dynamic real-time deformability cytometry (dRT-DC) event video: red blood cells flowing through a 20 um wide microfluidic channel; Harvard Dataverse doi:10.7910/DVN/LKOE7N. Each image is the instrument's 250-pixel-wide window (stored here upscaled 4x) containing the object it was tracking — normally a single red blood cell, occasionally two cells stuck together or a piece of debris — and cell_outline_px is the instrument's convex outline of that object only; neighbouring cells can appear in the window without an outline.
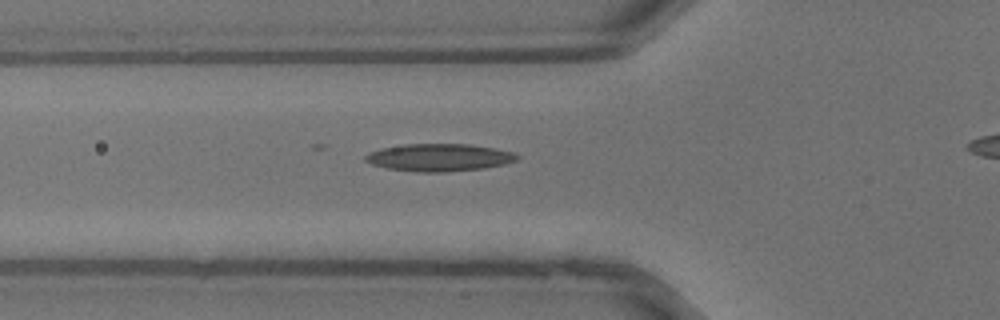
{"species": "common noctule bat (a hibernating species)", "species_latin": "Nyctalus noctula", "temperature_condition": "warm", "stored_images_in_passage": 30, "camera_frame_rate_fps": 3000, "um_per_image_px": 0.085, "animal": {"sex": "male", "body_mass_g": 13.3}, "frame": {"image": 1, "passage_image": 10, "time_ms": 3.0, "image_size_px": [1000, 320], "cell_outline_px": [[520, 156], [516, 160], [504, 164], [484, 168], [444, 172], [416, 172], [388, 168], [372, 164], [364, 160], [364, 156], [380, 148], [404, 144], [468, 144], [492, 148], [512, 152]], "centroid_in_image_um": [37.31, 13.38], "position_along_channel_um": 88.5, "area_um2": 24.1}}
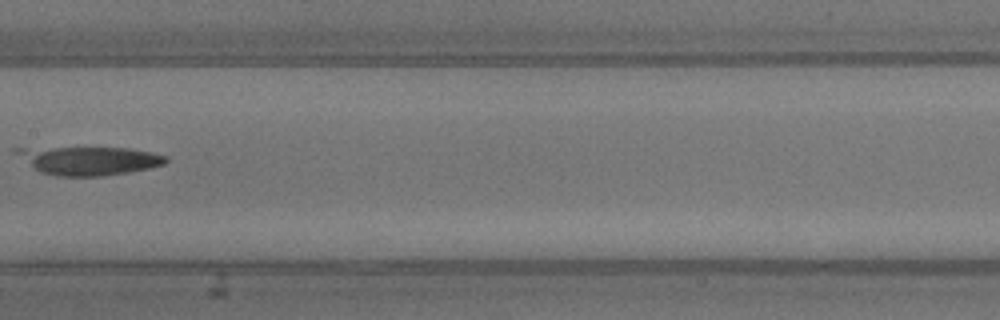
{"frame": {"image": 2, "passage_image": 16, "time_ms": 5.0, "image_size_px": [1000, 320], "cell_outline_px": [[168, 160], [164, 164], [148, 168], [128, 172], [104, 176], [56, 176], [44, 172], [36, 168], [12, 152], [12, 148], [128, 148], [168, 156]], "centroid_in_image_um": [7.57, 13.65], "position_along_channel_um": 199.8, "area_um2": 24.33}}
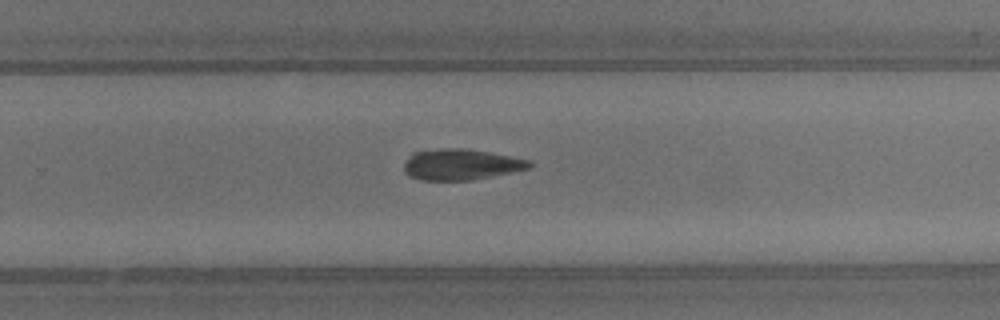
{"frame": {"image": 3, "passage_image": 21, "time_ms": 6.667, "image_size_px": [1000, 320], "cell_outline_px": [[532, 164], [528, 168], [512, 172], [472, 180], [420, 180], [408, 176], [404, 172], [404, 164], [412, 152], [444, 148], [468, 148], [512, 156], [532, 160]], "centroid_in_image_um": [39.18, 13.97], "position_along_channel_um": 290.6, "area_um2": 22.77}}